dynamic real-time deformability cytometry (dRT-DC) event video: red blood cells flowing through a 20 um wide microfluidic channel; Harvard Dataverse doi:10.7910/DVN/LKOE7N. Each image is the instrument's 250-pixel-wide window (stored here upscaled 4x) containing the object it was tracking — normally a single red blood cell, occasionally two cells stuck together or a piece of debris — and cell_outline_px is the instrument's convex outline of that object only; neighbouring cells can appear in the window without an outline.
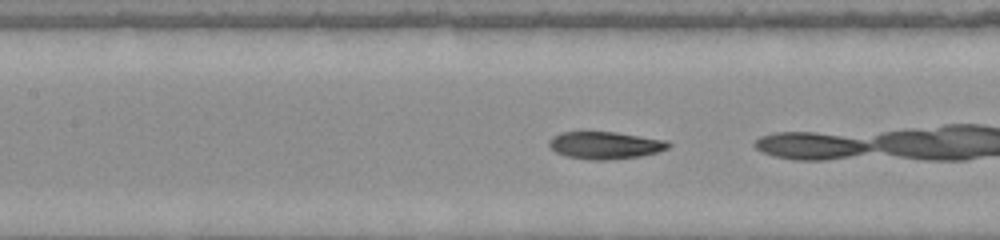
{"species": "common noctule bat (a hibernating species)", "species_latin": "Nyctalus noctula", "temperature_condition": "warm", "stored_images_in_passage": 45, "camera_frame_rate_fps": 3000, "um_per_image_px": 0.085, "animal": {"sex": "female", "body_mass_g": 22.0, "forearm_length_mm": 56.7}, "frame": {"image": 1, "passage_image": 17, "time_ms": 5.333, "image_size_px": [1000, 240], "cell_outline_px": [[672, 144], [668, 148], [656, 152], [640, 156], [608, 160], [592, 160], [564, 156], [556, 152], [548, 144], [548, 140], [552, 136], [560, 132], [616, 132], [668, 140]], "centroid_in_image_um": [51.43, 12.34], "position_along_channel_um": 156.0, "area_um2": 19.13}}
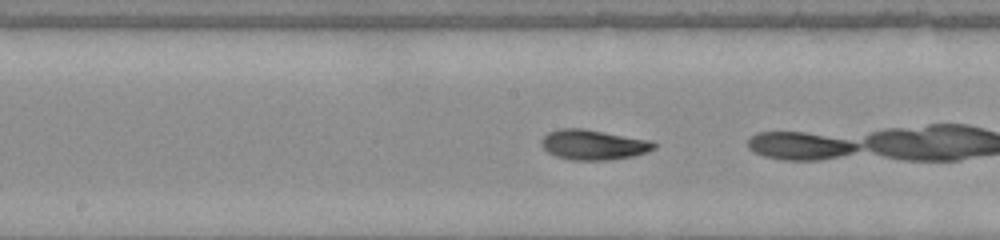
{"frame": {"image": 2, "passage_image": 20, "time_ms": 6.333, "image_size_px": [1000, 240], "cell_outline_px": [[656, 148], [648, 152], [632, 156], [608, 160], [572, 160], [556, 156], [548, 152], [540, 144], [540, 140], [548, 132], [560, 128], [584, 128], [652, 140], [656, 144]], "centroid_in_image_um": [50.45, 12.29], "position_along_channel_um": 197.8, "area_um2": 19.94}, "authors_computed_cell_mechanics": {"area_um2": 19.0162, "velocity_mm_per_s": 4.2017, "shape_relaxation_time_tau1_ms": 3.2097, "shape_relaxation_time_tau2_ms": 1.5708, "deformation_change_tau1": 0.1789, "deformation_change_tau2": 0.0549}}